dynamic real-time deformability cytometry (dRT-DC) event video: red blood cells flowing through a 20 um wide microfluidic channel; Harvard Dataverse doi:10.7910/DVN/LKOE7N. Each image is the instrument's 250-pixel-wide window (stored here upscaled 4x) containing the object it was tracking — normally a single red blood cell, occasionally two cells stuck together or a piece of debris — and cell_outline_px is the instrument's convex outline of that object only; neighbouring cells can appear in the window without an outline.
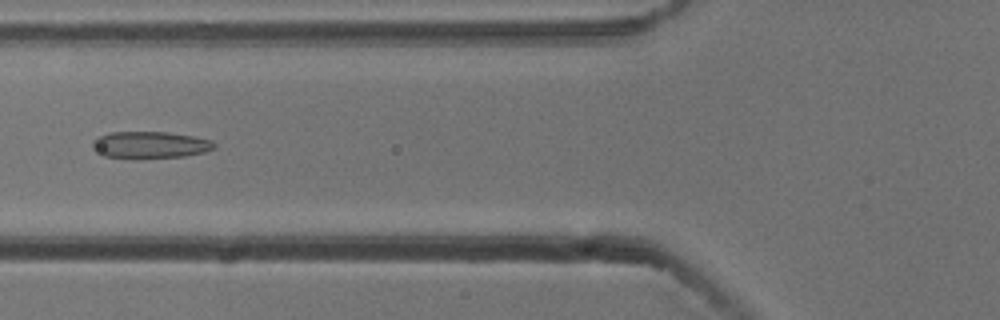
{"species": "common noctule bat (a hibernating species)", "species_latin": "Nyctalus noctula", "temperature_condition": "cold", "stored_images_in_passage": 52, "camera_frame_rate_fps": 3000, "um_per_image_px": 0.085, "animal": {"sex": "male", "body_mass_g": 13.3}, "frame": {"image": 1, "passage_image": 20, "time_ms": 6.333, "image_size_px": [1000, 320], "cell_outline_px": [[216, 148], [204, 152], [184, 156], [104, 156], [92, 148], [92, 140], [96, 136], [108, 132], [168, 132], [192, 136], [212, 140], [216, 144]], "centroid_in_image_um": [12.76, 12.27], "position_along_channel_um": 113.0, "area_um2": 18.5}}
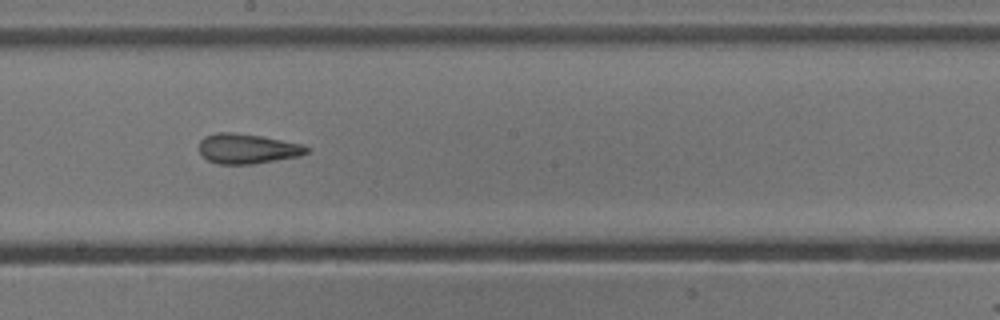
{"frame": {"image": 2, "passage_image": 29, "time_ms": 9.333, "image_size_px": [1000, 320], "cell_outline_px": [[312, 148], [308, 152], [300, 156], [252, 164], [216, 164], [208, 160], [200, 152], [200, 140], [204, 136], [216, 132], [232, 132], [260, 136], [304, 144]], "centroid_in_image_um": [21.05, 12.63], "position_along_channel_um": 227.1, "area_um2": 18.84}}
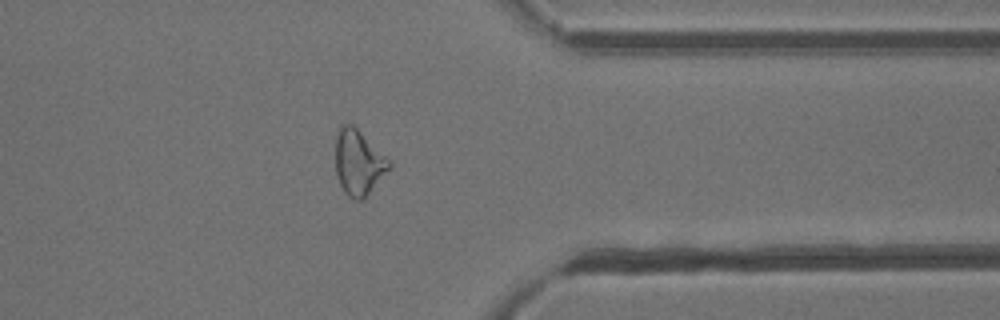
{"frame": {"image": 3, "passage_image": 42, "time_ms": 13.667, "image_size_px": [1000, 320], "cell_outline_px": [[392, 168], [364, 200], [356, 200], [348, 196], [344, 192], [336, 176], [336, 132], [340, 124], [352, 124], [392, 160]], "centroid_in_image_um": [30.51, 13.82], "position_along_channel_um": 380.9, "area_um2": 20.98}}